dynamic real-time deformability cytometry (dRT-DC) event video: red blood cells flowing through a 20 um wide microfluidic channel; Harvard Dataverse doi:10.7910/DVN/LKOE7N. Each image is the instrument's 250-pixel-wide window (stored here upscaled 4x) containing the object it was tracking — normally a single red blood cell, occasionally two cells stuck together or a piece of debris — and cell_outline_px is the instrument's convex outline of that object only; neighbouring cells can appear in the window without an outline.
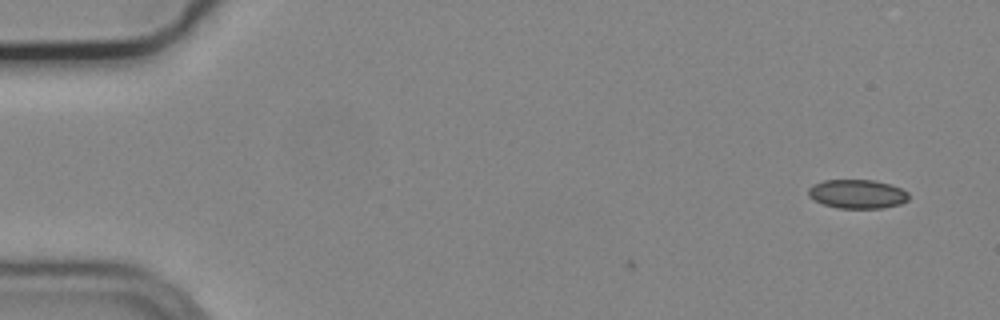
{"species": "common noctule bat (a hibernating species)", "species_latin": "Nyctalus noctula", "temperature_condition": "cold", "stored_images_in_passage": 2, "camera_frame_rate_fps": 3000, "um_per_image_px": 0.085, "animal": {"sex": "male", "body_mass_g": 19.2, "forearm_length_mm": 51.8}, "frame": {"image": 1, "passage_image": 2, "time_ms": 0.333, "image_size_px": [1000, 320], "cell_outline_px": [[908, 200], [900, 204], [884, 208], [840, 208], [824, 204], [808, 196], [808, 188], [812, 184], [824, 180], [872, 180], [888, 184], [900, 188], [908, 192]], "centroid_in_image_um": [72.86, 16.49], "position_along_channel_um": 12.1, "area_um2": 16.82}}